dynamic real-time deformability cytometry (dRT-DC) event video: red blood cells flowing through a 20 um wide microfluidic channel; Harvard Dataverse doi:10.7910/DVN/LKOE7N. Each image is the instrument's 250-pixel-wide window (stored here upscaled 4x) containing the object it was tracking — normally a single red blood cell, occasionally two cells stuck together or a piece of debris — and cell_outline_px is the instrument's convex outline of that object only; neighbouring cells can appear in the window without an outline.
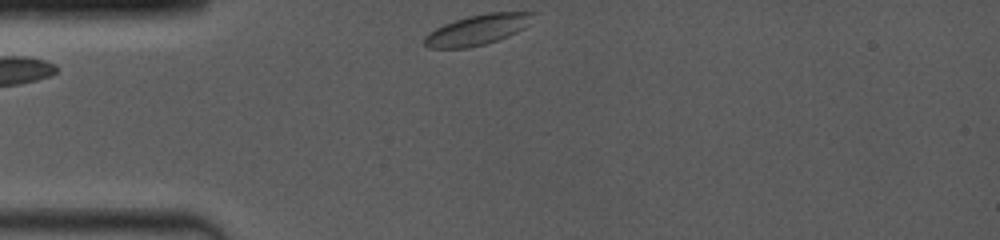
{"species": "common noctule bat (a hibernating species)", "species_latin": "Nyctalus noctula", "temperature_condition": "room temperature", "stored_images_in_passage": 16, "camera_frame_rate_fps": 4000, "um_per_image_px": 0.085, "animal": {"sex": "female", "body_mass_g": 19.0, "forearm_length_mm": 53.3}, "frame": {"image": 1, "passage_image": 1, "time_ms": 0.0, "image_size_px": [1000, 240], "cell_outline_px": [[540, 12], [532, 24], [500, 40], [488, 44], [468, 48], [428, 48], [424, 44], [424, 36], [428, 32], [444, 24], [468, 16], [488, 12]], "centroid_in_image_um": [40.67, 2.52], "position_along_channel_um": 44.3, "area_um2": 19.71}}
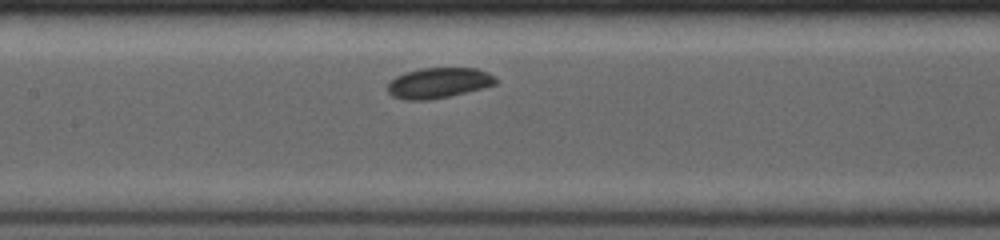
{"frame": {"image": 2, "passage_image": 9, "time_ms": 3.75, "image_size_px": [1000, 240], "cell_outline_px": [[496, 84], [448, 96], [428, 100], [404, 100], [392, 96], [388, 92], [388, 84], [396, 76], [404, 72], [420, 68], [476, 68], [488, 72], [496, 80]], "centroid_in_image_um": [37.23, 7.04], "position_along_channel_um": 170.2, "area_um2": 18.96}}
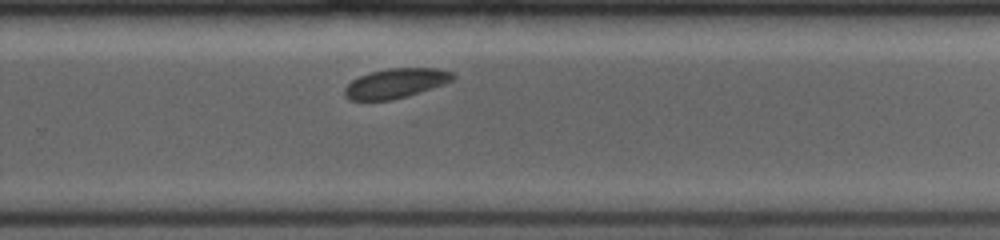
{"frame": {"image": 3, "passage_image": 16, "time_ms": 7.0, "image_size_px": [1000, 240], "cell_outline_px": [[456, 80], [408, 96], [392, 100], [348, 100], [344, 96], [344, 88], [352, 80], [368, 72], [388, 68], [440, 68], [452, 72], [456, 76]], "centroid_in_image_um": [33.66, 7.07], "position_along_channel_um": 296.1, "area_um2": 18.96}}